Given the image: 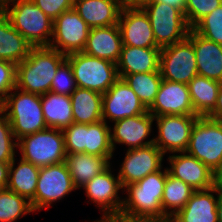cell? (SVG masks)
Instances as JSON below:
<instances>
[{
    "label": "cell",
    "instance_id": "cell-1",
    "mask_svg": "<svg viewBox=\"0 0 222 222\" xmlns=\"http://www.w3.org/2000/svg\"><path fill=\"white\" fill-rule=\"evenodd\" d=\"M167 167L124 187L126 198L114 222H163L162 196Z\"/></svg>",
    "mask_w": 222,
    "mask_h": 222
},
{
    "label": "cell",
    "instance_id": "cell-2",
    "mask_svg": "<svg viewBox=\"0 0 222 222\" xmlns=\"http://www.w3.org/2000/svg\"><path fill=\"white\" fill-rule=\"evenodd\" d=\"M66 57L49 46L32 47L29 55L16 65V88L38 95L50 92L53 77Z\"/></svg>",
    "mask_w": 222,
    "mask_h": 222
},
{
    "label": "cell",
    "instance_id": "cell-3",
    "mask_svg": "<svg viewBox=\"0 0 222 222\" xmlns=\"http://www.w3.org/2000/svg\"><path fill=\"white\" fill-rule=\"evenodd\" d=\"M0 9L33 47L49 46L53 37V20L31 0H3Z\"/></svg>",
    "mask_w": 222,
    "mask_h": 222
},
{
    "label": "cell",
    "instance_id": "cell-4",
    "mask_svg": "<svg viewBox=\"0 0 222 222\" xmlns=\"http://www.w3.org/2000/svg\"><path fill=\"white\" fill-rule=\"evenodd\" d=\"M0 108L6 113L17 140L48 128L43 117L41 95L15 87L7 94Z\"/></svg>",
    "mask_w": 222,
    "mask_h": 222
},
{
    "label": "cell",
    "instance_id": "cell-5",
    "mask_svg": "<svg viewBox=\"0 0 222 222\" xmlns=\"http://www.w3.org/2000/svg\"><path fill=\"white\" fill-rule=\"evenodd\" d=\"M110 127L104 120L93 124H70L62 130L66 154L86 153L112 158Z\"/></svg>",
    "mask_w": 222,
    "mask_h": 222
},
{
    "label": "cell",
    "instance_id": "cell-6",
    "mask_svg": "<svg viewBox=\"0 0 222 222\" xmlns=\"http://www.w3.org/2000/svg\"><path fill=\"white\" fill-rule=\"evenodd\" d=\"M21 159L38 167L62 163L66 159L64 134L60 129L47 128L17 140Z\"/></svg>",
    "mask_w": 222,
    "mask_h": 222
},
{
    "label": "cell",
    "instance_id": "cell-7",
    "mask_svg": "<svg viewBox=\"0 0 222 222\" xmlns=\"http://www.w3.org/2000/svg\"><path fill=\"white\" fill-rule=\"evenodd\" d=\"M66 59L70 62L78 88L104 94L119 79L116 63L83 51L68 54Z\"/></svg>",
    "mask_w": 222,
    "mask_h": 222
},
{
    "label": "cell",
    "instance_id": "cell-8",
    "mask_svg": "<svg viewBox=\"0 0 222 222\" xmlns=\"http://www.w3.org/2000/svg\"><path fill=\"white\" fill-rule=\"evenodd\" d=\"M185 152L215 169L222 161V120L198 117Z\"/></svg>",
    "mask_w": 222,
    "mask_h": 222
},
{
    "label": "cell",
    "instance_id": "cell-9",
    "mask_svg": "<svg viewBox=\"0 0 222 222\" xmlns=\"http://www.w3.org/2000/svg\"><path fill=\"white\" fill-rule=\"evenodd\" d=\"M147 13L156 44L163 48L185 40L190 31L185 15L177 8L162 2H151L143 7Z\"/></svg>",
    "mask_w": 222,
    "mask_h": 222
},
{
    "label": "cell",
    "instance_id": "cell-10",
    "mask_svg": "<svg viewBox=\"0 0 222 222\" xmlns=\"http://www.w3.org/2000/svg\"><path fill=\"white\" fill-rule=\"evenodd\" d=\"M76 189L65 161L40 167L35 196L30 201L31 206L34 212L49 209L53 202L62 200Z\"/></svg>",
    "mask_w": 222,
    "mask_h": 222
},
{
    "label": "cell",
    "instance_id": "cell-11",
    "mask_svg": "<svg viewBox=\"0 0 222 222\" xmlns=\"http://www.w3.org/2000/svg\"><path fill=\"white\" fill-rule=\"evenodd\" d=\"M110 167L111 165L81 187L85 189L87 198L103 212L100 220L92 222H114L121 213L123 199L118 192L120 189L123 192L124 188L118 175L112 174Z\"/></svg>",
    "mask_w": 222,
    "mask_h": 222
},
{
    "label": "cell",
    "instance_id": "cell-12",
    "mask_svg": "<svg viewBox=\"0 0 222 222\" xmlns=\"http://www.w3.org/2000/svg\"><path fill=\"white\" fill-rule=\"evenodd\" d=\"M159 70L162 79L188 84L198 75L193 43L186 38L161 48Z\"/></svg>",
    "mask_w": 222,
    "mask_h": 222
},
{
    "label": "cell",
    "instance_id": "cell-13",
    "mask_svg": "<svg viewBox=\"0 0 222 222\" xmlns=\"http://www.w3.org/2000/svg\"><path fill=\"white\" fill-rule=\"evenodd\" d=\"M90 28L74 8L61 13L53 20V37L49 47L65 55L82 52Z\"/></svg>",
    "mask_w": 222,
    "mask_h": 222
},
{
    "label": "cell",
    "instance_id": "cell-14",
    "mask_svg": "<svg viewBox=\"0 0 222 222\" xmlns=\"http://www.w3.org/2000/svg\"><path fill=\"white\" fill-rule=\"evenodd\" d=\"M197 115H162L154 117L158 135L154 144L163 152H185L188 147L191 130L198 119Z\"/></svg>",
    "mask_w": 222,
    "mask_h": 222
},
{
    "label": "cell",
    "instance_id": "cell-15",
    "mask_svg": "<svg viewBox=\"0 0 222 222\" xmlns=\"http://www.w3.org/2000/svg\"><path fill=\"white\" fill-rule=\"evenodd\" d=\"M148 111L123 78L102 94V120L116 122Z\"/></svg>",
    "mask_w": 222,
    "mask_h": 222
},
{
    "label": "cell",
    "instance_id": "cell-16",
    "mask_svg": "<svg viewBox=\"0 0 222 222\" xmlns=\"http://www.w3.org/2000/svg\"><path fill=\"white\" fill-rule=\"evenodd\" d=\"M163 158V152L154 143L144 147L127 149L118 172L122 187L136 183L163 168Z\"/></svg>",
    "mask_w": 222,
    "mask_h": 222
},
{
    "label": "cell",
    "instance_id": "cell-17",
    "mask_svg": "<svg viewBox=\"0 0 222 222\" xmlns=\"http://www.w3.org/2000/svg\"><path fill=\"white\" fill-rule=\"evenodd\" d=\"M118 26L123 45L141 48H159L150 19L143 8L122 7Z\"/></svg>",
    "mask_w": 222,
    "mask_h": 222
},
{
    "label": "cell",
    "instance_id": "cell-18",
    "mask_svg": "<svg viewBox=\"0 0 222 222\" xmlns=\"http://www.w3.org/2000/svg\"><path fill=\"white\" fill-rule=\"evenodd\" d=\"M154 117L162 115H196L188 85L163 79L154 102L148 108Z\"/></svg>",
    "mask_w": 222,
    "mask_h": 222
},
{
    "label": "cell",
    "instance_id": "cell-19",
    "mask_svg": "<svg viewBox=\"0 0 222 222\" xmlns=\"http://www.w3.org/2000/svg\"><path fill=\"white\" fill-rule=\"evenodd\" d=\"M154 116L150 112L135 115L114 122V127L111 128V144L115 152L116 143L127 145V149L144 147L154 143V138L147 139L152 132V124Z\"/></svg>",
    "mask_w": 222,
    "mask_h": 222
},
{
    "label": "cell",
    "instance_id": "cell-20",
    "mask_svg": "<svg viewBox=\"0 0 222 222\" xmlns=\"http://www.w3.org/2000/svg\"><path fill=\"white\" fill-rule=\"evenodd\" d=\"M169 154L168 173L182 180L194 190H205L211 188L212 170L194 156L186 152Z\"/></svg>",
    "mask_w": 222,
    "mask_h": 222
},
{
    "label": "cell",
    "instance_id": "cell-21",
    "mask_svg": "<svg viewBox=\"0 0 222 222\" xmlns=\"http://www.w3.org/2000/svg\"><path fill=\"white\" fill-rule=\"evenodd\" d=\"M187 38L193 43L198 75L222 82V45L205 39L193 29Z\"/></svg>",
    "mask_w": 222,
    "mask_h": 222
},
{
    "label": "cell",
    "instance_id": "cell-22",
    "mask_svg": "<svg viewBox=\"0 0 222 222\" xmlns=\"http://www.w3.org/2000/svg\"><path fill=\"white\" fill-rule=\"evenodd\" d=\"M122 46L120 29L116 24L108 27L91 28L83 52L93 57L117 63Z\"/></svg>",
    "mask_w": 222,
    "mask_h": 222
},
{
    "label": "cell",
    "instance_id": "cell-23",
    "mask_svg": "<svg viewBox=\"0 0 222 222\" xmlns=\"http://www.w3.org/2000/svg\"><path fill=\"white\" fill-rule=\"evenodd\" d=\"M121 0H74L73 8L88 27H108L118 24Z\"/></svg>",
    "mask_w": 222,
    "mask_h": 222
},
{
    "label": "cell",
    "instance_id": "cell-24",
    "mask_svg": "<svg viewBox=\"0 0 222 222\" xmlns=\"http://www.w3.org/2000/svg\"><path fill=\"white\" fill-rule=\"evenodd\" d=\"M217 193L213 188L195 190L186 205L169 222H218Z\"/></svg>",
    "mask_w": 222,
    "mask_h": 222
},
{
    "label": "cell",
    "instance_id": "cell-25",
    "mask_svg": "<svg viewBox=\"0 0 222 222\" xmlns=\"http://www.w3.org/2000/svg\"><path fill=\"white\" fill-rule=\"evenodd\" d=\"M161 48H141L123 45L116 63L119 78L134 73L159 71Z\"/></svg>",
    "mask_w": 222,
    "mask_h": 222
},
{
    "label": "cell",
    "instance_id": "cell-26",
    "mask_svg": "<svg viewBox=\"0 0 222 222\" xmlns=\"http://www.w3.org/2000/svg\"><path fill=\"white\" fill-rule=\"evenodd\" d=\"M112 158L86 153L67 154L65 162L73 184L77 189L110 166Z\"/></svg>",
    "mask_w": 222,
    "mask_h": 222
},
{
    "label": "cell",
    "instance_id": "cell-27",
    "mask_svg": "<svg viewBox=\"0 0 222 222\" xmlns=\"http://www.w3.org/2000/svg\"><path fill=\"white\" fill-rule=\"evenodd\" d=\"M32 47L0 9V59L17 65L29 55Z\"/></svg>",
    "mask_w": 222,
    "mask_h": 222
},
{
    "label": "cell",
    "instance_id": "cell-28",
    "mask_svg": "<svg viewBox=\"0 0 222 222\" xmlns=\"http://www.w3.org/2000/svg\"><path fill=\"white\" fill-rule=\"evenodd\" d=\"M41 105L48 128L63 130L74 123L70 96L50 91L41 95Z\"/></svg>",
    "mask_w": 222,
    "mask_h": 222
},
{
    "label": "cell",
    "instance_id": "cell-29",
    "mask_svg": "<svg viewBox=\"0 0 222 222\" xmlns=\"http://www.w3.org/2000/svg\"><path fill=\"white\" fill-rule=\"evenodd\" d=\"M74 123L93 124L102 120V94L76 88L70 95Z\"/></svg>",
    "mask_w": 222,
    "mask_h": 222
},
{
    "label": "cell",
    "instance_id": "cell-30",
    "mask_svg": "<svg viewBox=\"0 0 222 222\" xmlns=\"http://www.w3.org/2000/svg\"><path fill=\"white\" fill-rule=\"evenodd\" d=\"M187 85L195 114L207 117L216 106L221 82L197 75Z\"/></svg>",
    "mask_w": 222,
    "mask_h": 222
},
{
    "label": "cell",
    "instance_id": "cell-31",
    "mask_svg": "<svg viewBox=\"0 0 222 222\" xmlns=\"http://www.w3.org/2000/svg\"><path fill=\"white\" fill-rule=\"evenodd\" d=\"M15 160L10 162L6 188L31 201L35 196L40 167L20 158L15 168Z\"/></svg>",
    "mask_w": 222,
    "mask_h": 222
},
{
    "label": "cell",
    "instance_id": "cell-32",
    "mask_svg": "<svg viewBox=\"0 0 222 222\" xmlns=\"http://www.w3.org/2000/svg\"><path fill=\"white\" fill-rule=\"evenodd\" d=\"M194 191L191 186L167 173L161 199L163 222H169L186 205Z\"/></svg>",
    "mask_w": 222,
    "mask_h": 222
},
{
    "label": "cell",
    "instance_id": "cell-33",
    "mask_svg": "<svg viewBox=\"0 0 222 222\" xmlns=\"http://www.w3.org/2000/svg\"><path fill=\"white\" fill-rule=\"evenodd\" d=\"M123 79L136 93L147 109L154 102L163 80L160 70L155 72L129 74L125 75Z\"/></svg>",
    "mask_w": 222,
    "mask_h": 222
},
{
    "label": "cell",
    "instance_id": "cell-34",
    "mask_svg": "<svg viewBox=\"0 0 222 222\" xmlns=\"http://www.w3.org/2000/svg\"><path fill=\"white\" fill-rule=\"evenodd\" d=\"M34 212L30 201L7 188L0 189V222H15Z\"/></svg>",
    "mask_w": 222,
    "mask_h": 222
},
{
    "label": "cell",
    "instance_id": "cell-35",
    "mask_svg": "<svg viewBox=\"0 0 222 222\" xmlns=\"http://www.w3.org/2000/svg\"><path fill=\"white\" fill-rule=\"evenodd\" d=\"M192 29L205 39L222 45V5L203 17Z\"/></svg>",
    "mask_w": 222,
    "mask_h": 222
},
{
    "label": "cell",
    "instance_id": "cell-36",
    "mask_svg": "<svg viewBox=\"0 0 222 222\" xmlns=\"http://www.w3.org/2000/svg\"><path fill=\"white\" fill-rule=\"evenodd\" d=\"M17 146L7 115L0 108V161L10 163L15 158Z\"/></svg>",
    "mask_w": 222,
    "mask_h": 222
},
{
    "label": "cell",
    "instance_id": "cell-37",
    "mask_svg": "<svg viewBox=\"0 0 222 222\" xmlns=\"http://www.w3.org/2000/svg\"><path fill=\"white\" fill-rule=\"evenodd\" d=\"M77 86L74 79V74L70 62L65 59L58 67L55 76L53 77L50 91L70 96Z\"/></svg>",
    "mask_w": 222,
    "mask_h": 222
},
{
    "label": "cell",
    "instance_id": "cell-38",
    "mask_svg": "<svg viewBox=\"0 0 222 222\" xmlns=\"http://www.w3.org/2000/svg\"><path fill=\"white\" fill-rule=\"evenodd\" d=\"M222 5V0H186L185 19L192 29L203 17Z\"/></svg>",
    "mask_w": 222,
    "mask_h": 222
},
{
    "label": "cell",
    "instance_id": "cell-39",
    "mask_svg": "<svg viewBox=\"0 0 222 222\" xmlns=\"http://www.w3.org/2000/svg\"><path fill=\"white\" fill-rule=\"evenodd\" d=\"M16 87V65L0 59V105L7 94Z\"/></svg>",
    "mask_w": 222,
    "mask_h": 222
},
{
    "label": "cell",
    "instance_id": "cell-40",
    "mask_svg": "<svg viewBox=\"0 0 222 222\" xmlns=\"http://www.w3.org/2000/svg\"><path fill=\"white\" fill-rule=\"evenodd\" d=\"M52 20L73 8L74 0H31Z\"/></svg>",
    "mask_w": 222,
    "mask_h": 222
},
{
    "label": "cell",
    "instance_id": "cell-41",
    "mask_svg": "<svg viewBox=\"0 0 222 222\" xmlns=\"http://www.w3.org/2000/svg\"><path fill=\"white\" fill-rule=\"evenodd\" d=\"M211 188L216 192H222V161L212 170Z\"/></svg>",
    "mask_w": 222,
    "mask_h": 222
},
{
    "label": "cell",
    "instance_id": "cell-42",
    "mask_svg": "<svg viewBox=\"0 0 222 222\" xmlns=\"http://www.w3.org/2000/svg\"><path fill=\"white\" fill-rule=\"evenodd\" d=\"M207 117L214 120H222V82L218 91L216 106Z\"/></svg>",
    "mask_w": 222,
    "mask_h": 222
},
{
    "label": "cell",
    "instance_id": "cell-43",
    "mask_svg": "<svg viewBox=\"0 0 222 222\" xmlns=\"http://www.w3.org/2000/svg\"><path fill=\"white\" fill-rule=\"evenodd\" d=\"M9 166H10V163L0 161V189L7 187Z\"/></svg>",
    "mask_w": 222,
    "mask_h": 222
},
{
    "label": "cell",
    "instance_id": "cell-44",
    "mask_svg": "<svg viewBox=\"0 0 222 222\" xmlns=\"http://www.w3.org/2000/svg\"><path fill=\"white\" fill-rule=\"evenodd\" d=\"M155 0H121L123 7L143 8L145 5L154 2Z\"/></svg>",
    "mask_w": 222,
    "mask_h": 222
},
{
    "label": "cell",
    "instance_id": "cell-45",
    "mask_svg": "<svg viewBox=\"0 0 222 222\" xmlns=\"http://www.w3.org/2000/svg\"><path fill=\"white\" fill-rule=\"evenodd\" d=\"M156 2L166 3L173 8L179 9L183 14L185 13V3L186 0H155Z\"/></svg>",
    "mask_w": 222,
    "mask_h": 222
},
{
    "label": "cell",
    "instance_id": "cell-46",
    "mask_svg": "<svg viewBox=\"0 0 222 222\" xmlns=\"http://www.w3.org/2000/svg\"><path fill=\"white\" fill-rule=\"evenodd\" d=\"M217 217L218 222H222V192H217Z\"/></svg>",
    "mask_w": 222,
    "mask_h": 222
}]
</instances>
